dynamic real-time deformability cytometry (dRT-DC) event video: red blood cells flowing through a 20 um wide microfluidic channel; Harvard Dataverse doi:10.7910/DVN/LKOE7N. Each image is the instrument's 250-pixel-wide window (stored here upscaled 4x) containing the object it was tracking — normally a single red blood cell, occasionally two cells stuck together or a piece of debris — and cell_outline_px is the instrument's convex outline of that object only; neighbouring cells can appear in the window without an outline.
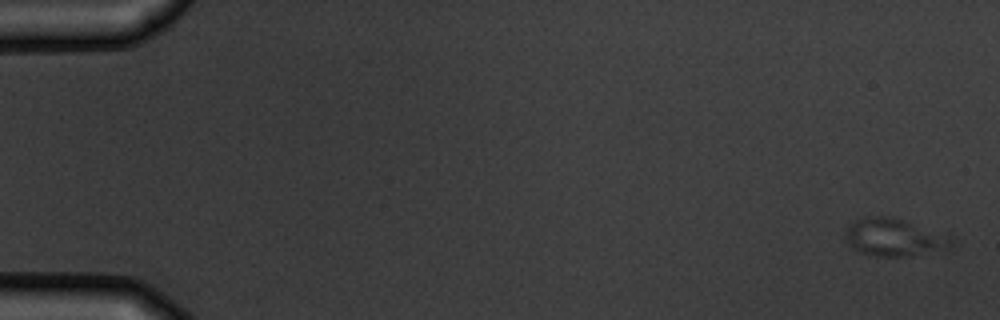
{"species": "common noctule bat (a hibernating species)", "species_latin": "Nyctalus noctula", "temperature_condition": "warm", "stored_images_in_passage": 5, "camera_frame_rate_fps": 3000, "um_per_image_px": 0.085, "animal": {"sex": "male", "body_mass_g": 19.5, "forearm_length_mm": 54.6}, "frame": {"image": 1, "passage_image": 1, "time_ms": 0.0, "image_size_px": [1000, 320], "cell_outline_px": [[956, 244], [948, 252], [908, 256], [868, 256], [852, 248], [844, 240], [844, 232], [848, 224], [864, 216], [888, 216], [904, 220], [952, 236]], "centroid_in_image_um": [76.07, 20.21], "position_along_channel_um": 8.9, "area_um2": 24.28}}
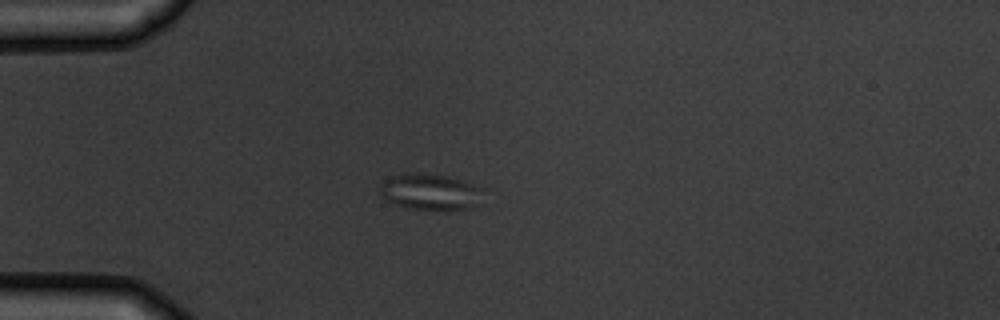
{"frame": {"image": 2, "passage_image": 5, "time_ms": 4.667, "image_size_px": [1000, 320], "cell_outline_px": [[484, 188], [472, 204], [468, 208], [408, 208], [392, 204], [384, 200], [380, 192], [380, 184], [388, 176], [404, 172], [424, 172], [448, 176]], "centroid_in_image_um": [36.4, 16.24], "position_along_channel_um": 48.6, "area_um2": 21.39}}